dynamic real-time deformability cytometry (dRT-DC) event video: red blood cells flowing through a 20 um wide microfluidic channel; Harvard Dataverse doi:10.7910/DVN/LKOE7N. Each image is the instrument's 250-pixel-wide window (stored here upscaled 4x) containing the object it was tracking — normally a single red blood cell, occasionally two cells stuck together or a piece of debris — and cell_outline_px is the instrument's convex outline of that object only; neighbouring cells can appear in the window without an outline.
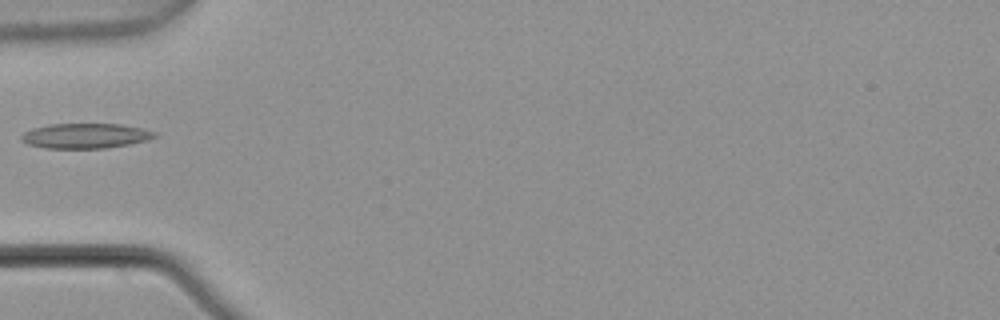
{"species": "common noctule bat (a hibernating species)", "species_latin": "Nyctalus noctula", "temperature_condition": "warm", "stored_images_in_passage": 6, "camera_frame_rate_fps": 3000, "um_per_image_px": 0.085, "animal": {"sex": "male", "body_mass_g": 21.5, "forearm_length_mm": 52.0}, "frame": {"image": 1, "passage_image": 5, "time_ms": 1.333, "image_size_px": [1000, 320], "cell_outline_px": [[156, 136], [148, 140], [128, 144], [104, 148], [44, 148], [28, 144], [20, 140], [20, 136], [24, 132], [32, 128], [48, 124], [120, 124], [140, 128], [156, 132]], "centroid_in_image_um": [7.21, 11.54], "position_along_channel_um": 77.8, "area_um2": 19.36}}
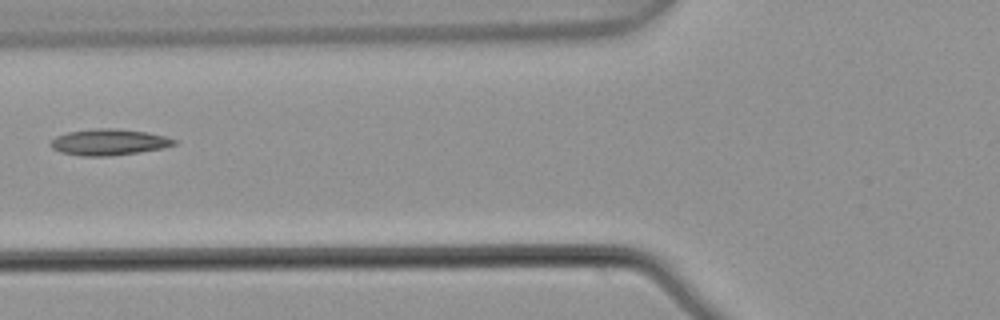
{"frame": {"image": 2, "passage_image": 6, "time_ms": 1.667, "image_size_px": [1000, 320], "cell_outline_px": [[176, 144], [164, 148], [108, 156], [80, 156], [60, 152], [52, 148], [48, 144], [56, 136], [68, 132], [96, 128], [116, 128], [148, 132], [164, 136], [176, 140]], "centroid_in_image_um": [9.23, 12.08], "position_along_channel_um": 116.6, "area_um2": 18.84}}